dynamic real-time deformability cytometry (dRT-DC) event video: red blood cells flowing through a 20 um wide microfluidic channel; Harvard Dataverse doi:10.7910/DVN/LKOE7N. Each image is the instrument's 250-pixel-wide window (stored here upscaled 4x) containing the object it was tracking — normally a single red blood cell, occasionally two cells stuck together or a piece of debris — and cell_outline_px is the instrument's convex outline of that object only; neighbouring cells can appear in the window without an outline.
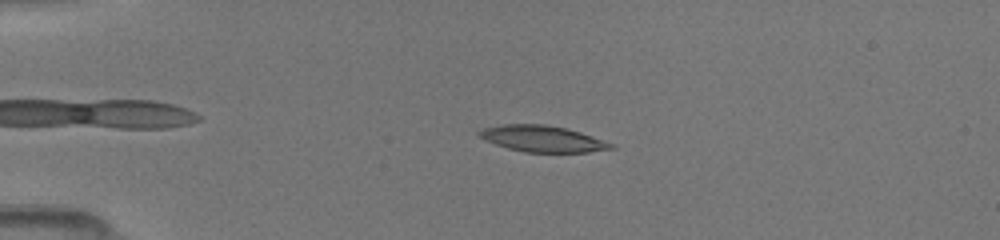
{"species": "common noctule bat (a hibernating species)", "species_latin": "Nyctalus noctula", "temperature_condition": "room temperature", "stored_images_in_passage": 54, "camera_frame_rate_fps": 3000, "um_per_image_px": 0.085, "animal": {"sex": "female", "body_mass_g": 19.5, "forearm_length_mm": 54.1}, "frame": {"image": 1, "passage_image": 12, "time_ms": 4.0, "image_size_px": [1000, 240], "cell_outline_px": [[616, 148], [588, 152], [524, 152], [508, 148], [484, 140], [476, 136], [476, 132], [484, 128], [500, 124], [544, 124], [564, 128], [580, 132], [616, 144]], "centroid_in_image_um": [46.09, 11.79], "position_along_channel_um": 38.9, "area_um2": 20.29}}
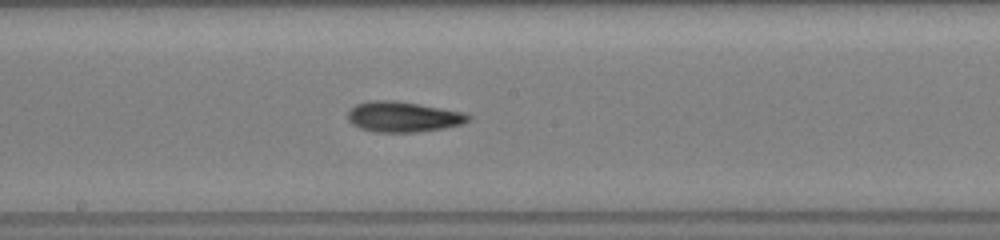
{"frame": {"image": 2, "passage_image": 27, "time_ms": 9.333, "image_size_px": [1000, 240], "cell_outline_px": [[472, 116], [468, 120], [460, 124], [444, 128], [416, 132], [372, 132], [360, 128], [352, 124], [348, 120], [348, 112], [356, 104], [368, 100], [396, 100], [420, 104], [464, 112]], "centroid_in_image_um": [34.24, 9.92], "position_along_channel_um": 214.0, "area_um2": 21.44}}
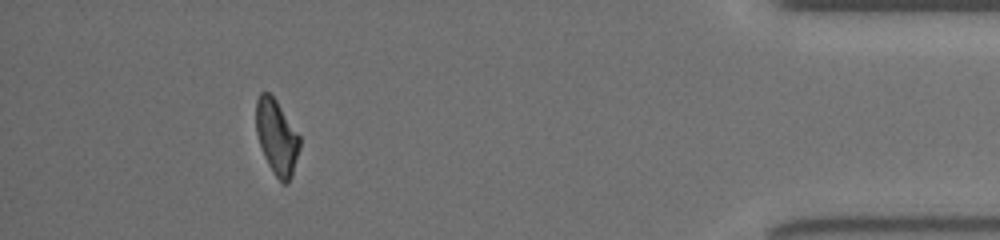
{"frame": {"image": 3, "passage_image": 48, "time_ms": 15.333, "image_size_px": [1000, 240], "cell_outline_px": [[300, 148], [292, 176], [284, 184], [276, 176], [268, 164], [264, 156], [256, 132], [256, 100], [260, 92], [268, 92], [276, 100], [300, 136]], "centroid_in_image_um": [23.52, 11.63], "position_along_channel_um": 411.7, "area_um2": 18.84}}